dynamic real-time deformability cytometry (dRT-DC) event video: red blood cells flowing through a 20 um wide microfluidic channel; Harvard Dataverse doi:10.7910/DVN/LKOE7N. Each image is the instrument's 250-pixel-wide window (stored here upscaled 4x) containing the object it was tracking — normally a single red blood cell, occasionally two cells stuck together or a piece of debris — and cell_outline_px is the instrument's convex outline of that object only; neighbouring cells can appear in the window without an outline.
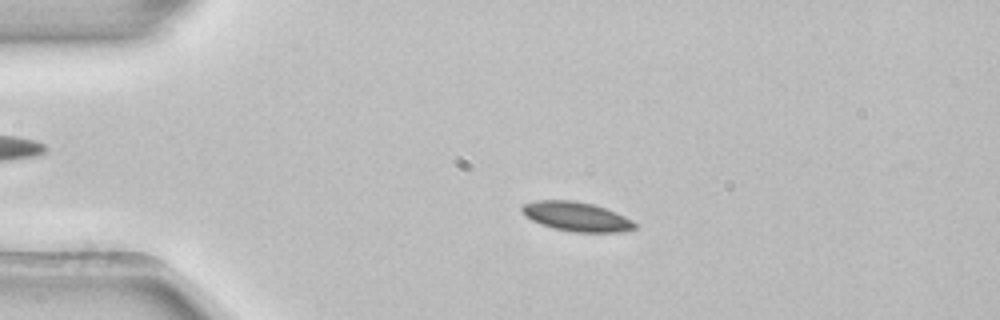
{"species": "common noctule bat (a hibernating species)", "species_latin": "Nyctalus noctula", "temperature_condition": "room temperature", "stored_images_in_passage": 3, "camera_frame_rate_fps": 3000, "um_per_image_px": 0.085, "animal": {"sex": "female", "body_mass_g": 22.7, "forearm_length_mm": 54.2}, "frame": {"image": 1, "passage_image": 3, "time_ms": 0.667, "image_size_px": [1000, 320], "cell_outline_px": [[636, 228], [616, 232], [572, 232], [552, 228], [540, 224], [524, 216], [520, 208], [520, 204], [536, 200], [576, 200], [592, 204], [616, 212], [632, 220], [636, 224]], "centroid_in_image_um": [48.93, 18.4], "position_along_channel_um": 36.1, "area_um2": 19.42}}